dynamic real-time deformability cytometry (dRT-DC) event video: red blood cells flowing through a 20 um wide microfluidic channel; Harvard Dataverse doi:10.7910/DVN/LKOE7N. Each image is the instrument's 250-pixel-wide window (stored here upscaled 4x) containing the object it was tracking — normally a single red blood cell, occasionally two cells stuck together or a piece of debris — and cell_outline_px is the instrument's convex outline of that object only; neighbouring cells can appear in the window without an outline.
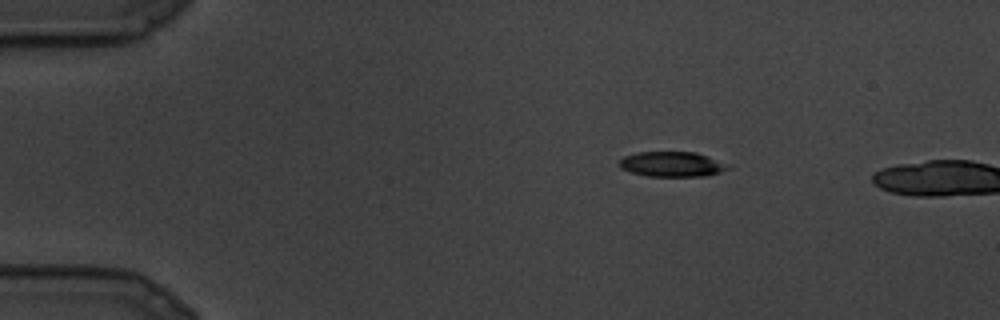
{"species": "common noctule bat (a hibernating species)", "species_latin": "Nyctalus noctula", "temperature_condition": "cold", "stored_images_in_passage": 2, "camera_frame_rate_fps": 3000, "um_per_image_px": 0.085, "animal": {"sex": "male", "body_mass_g": 19.5, "forearm_length_mm": 54.6}, "frame": {"image": 1, "passage_image": 1, "time_ms": 0.0, "image_size_px": [1000, 320], "cell_outline_px": [[732, 168], [720, 172], [704, 176], [648, 176], [632, 172], [620, 168], [620, 160], [624, 156], [636, 152], [696, 152], [732, 164]], "centroid_in_image_um": [57.19, 13.95], "position_along_channel_um": 27.8, "area_um2": 16.01}}